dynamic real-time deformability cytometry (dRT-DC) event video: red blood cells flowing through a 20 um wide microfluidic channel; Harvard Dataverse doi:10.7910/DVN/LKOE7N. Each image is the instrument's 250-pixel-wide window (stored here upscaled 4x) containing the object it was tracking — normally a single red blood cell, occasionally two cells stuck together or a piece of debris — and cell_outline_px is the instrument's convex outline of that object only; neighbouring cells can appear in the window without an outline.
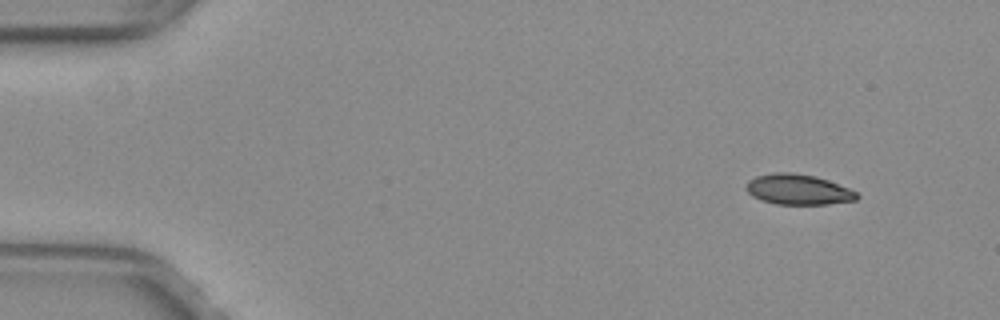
{"species": "common noctule bat (a hibernating species)", "species_latin": "Nyctalus noctula", "temperature_condition": "warm", "stored_images_in_passage": 8, "camera_frame_rate_fps": 3000, "um_per_image_px": 0.085, "animal": {"sex": "female", "body_mass_g": 29.2, "forearm_length_mm": 56.3}, "frame": {"image": 1, "passage_image": 1, "time_ms": 0.0, "image_size_px": [1000, 320], "cell_outline_px": [[860, 196], [856, 200], [828, 204], [776, 204], [760, 200], [752, 196], [744, 188], [748, 180], [756, 176], [776, 172], [788, 172], [816, 176], [828, 180], [848, 188], [856, 192]], "centroid_in_image_um": [67.82, 16.11], "position_along_channel_um": 17.2, "area_um2": 19.65}}